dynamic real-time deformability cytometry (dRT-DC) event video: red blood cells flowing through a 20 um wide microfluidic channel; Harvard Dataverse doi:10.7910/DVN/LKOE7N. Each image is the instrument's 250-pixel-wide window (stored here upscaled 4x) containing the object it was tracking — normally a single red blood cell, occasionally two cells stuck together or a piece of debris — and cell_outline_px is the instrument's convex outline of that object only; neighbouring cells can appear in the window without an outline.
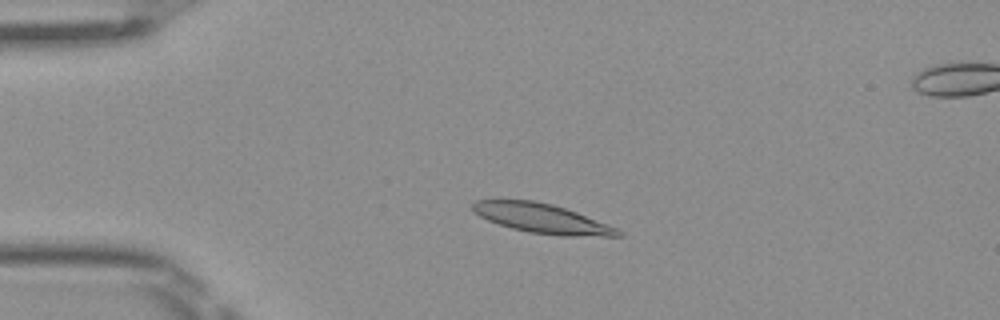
{"species": "Egyptian fruit bat (a non-hibernating species)", "species_latin": "Rousettus aegyptiacus", "temperature_condition": "room temperature", "stored_images_in_passage": 51, "segment_of_instrument_passage": [1, 2], "camera_frame_rate_fps": 3000, "um_per_image_px": 0.085, "frame": {"image": 1, "passage_image": 11, "time_ms": 3.333, "image_size_px": [1000, 320], "cell_outline_px": [[624, 236], [560, 236], [528, 232], [512, 228], [488, 220], [480, 216], [472, 208], [472, 204], [476, 200], [532, 200], [552, 204], [576, 212], [608, 224], [624, 232]], "centroid_in_image_um": [46.11, 18.58], "position_along_channel_um": 38.9, "area_um2": 24.74}}
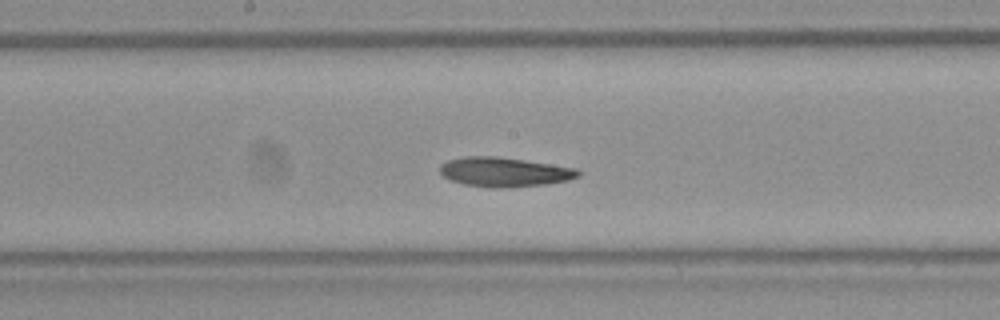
{"frame": {"image": 2, "passage_image": 26, "time_ms": 8.333, "image_size_px": [1000, 320], "cell_outline_px": [[580, 176], [568, 180], [544, 184], [508, 188], [496, 188], [464, 184], [452, 180], [444, 176], [440, 172], [440, 164], [448, 160], [464, 156], [496, 156], [524, 160], [576, 168], [580, 172]], "centroid_in_image_um": [42.86, 14.61], "position_along_channel_um": 205.3, "area_um2": 23.58}}
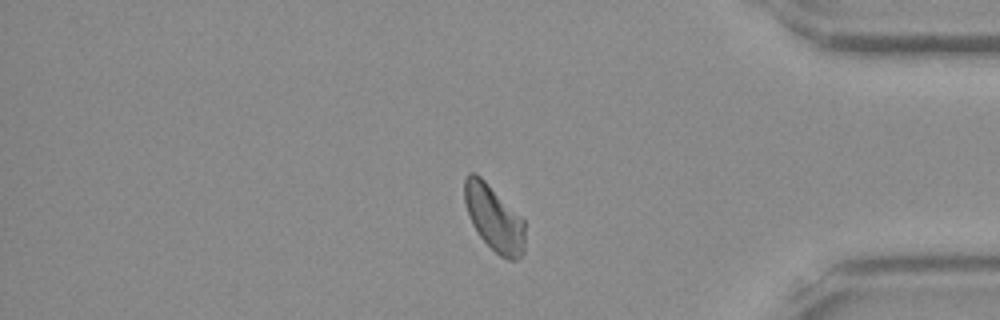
{"frame": {"image": 3, "passage_image": 42, "time_ms": 13.667, "image_size_px": [1000, 320], "cell_outline_px": [[524, 252], [516, 260], [508, 260], [500, 256], [480, 236], [472, 224], [468, 216], [464, 200], [464, 176], [468, 172], [476, 172], [524, 220]], "centroid_in_image_um": [41.96, 18.52], "position_along_channel_um": 393.2, "area_um2": 23.0}}